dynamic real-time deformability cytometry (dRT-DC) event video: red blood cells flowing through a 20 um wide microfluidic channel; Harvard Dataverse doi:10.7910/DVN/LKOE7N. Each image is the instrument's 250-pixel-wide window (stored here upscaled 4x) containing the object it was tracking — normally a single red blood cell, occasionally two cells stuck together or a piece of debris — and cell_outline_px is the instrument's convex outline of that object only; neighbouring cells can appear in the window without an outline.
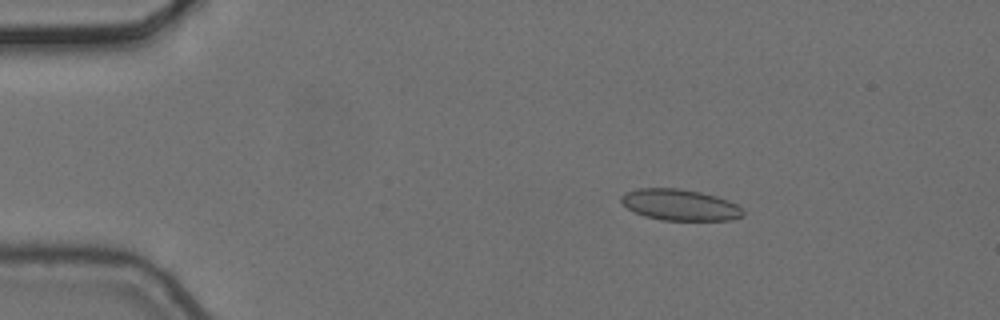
{"species": "common noctule bat (a hibernating species)", "species_latin": "Nyctalus noctula", "temperature_condition": "cold", "stored_images_in_passage": 4, "camera_frame_rate_fps": 3000, "um_per_image_px": 0.085, "animal": {"sex": "female", "body_mass_g": 24.6, "forearm_length_mm": 56.2}, "frame": {"image": 1, "passage_image": 2, "time_ms": 0.333, "image_size_px": [1000, 320], "cell_outline_px": [[744, 216], [732, 220], [664, 220], [644, 216], [632, 212], [620, 200], [620, 196], [624, 192], [636, 188], [676, 188], [700, 192], [716, 196], [728, 200], [744, 208]], "centroid_in_image_um": [57.79, 17.41], "position_along_channel_um": 27.2, "area_um2": 22.37}}